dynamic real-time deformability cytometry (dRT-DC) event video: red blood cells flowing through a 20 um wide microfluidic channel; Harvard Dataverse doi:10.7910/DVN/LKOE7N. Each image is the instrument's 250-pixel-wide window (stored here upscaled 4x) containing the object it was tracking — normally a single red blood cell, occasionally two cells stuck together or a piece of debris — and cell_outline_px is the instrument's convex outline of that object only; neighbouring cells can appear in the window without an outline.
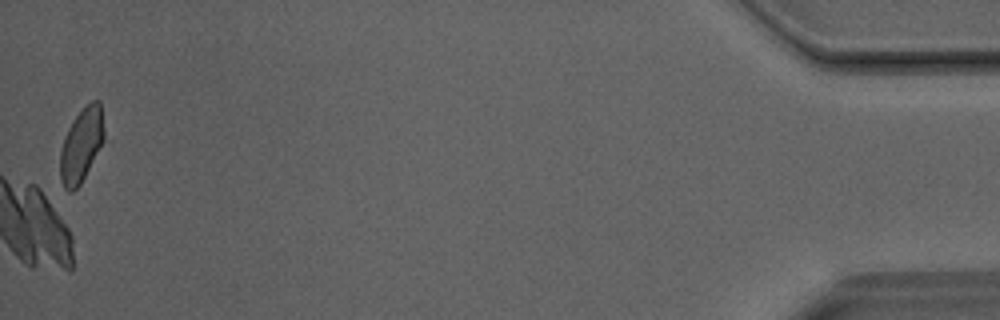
{"species": "Egyptian fruit bat (a non-hibernating species)", "species_latin": "Rousettus aegyptiacus", "temperature_condition": "room temperature", "stored_images_in_passage": 41, "camera_frame_rate_fps": 3000, "um_per_image_px": 0.085, "animal": {"sex": "male"}, "frame": {"image": 1, "passage_image": 41, "time_ms": 13.333, "image_size_px": [1000, 320], "cell_outline_px": [[104, 140], [80, 184], [72, 192], [68, 192], [64, 188], [60, 180], [60, 152], [64, 136], [72, 120], [92, 100], [100, 100], [104, 132]], "centroid_in_image_um": [6.9, 12.34], "position_along_channel_um": 428.3, "area_um2": 18.73}}